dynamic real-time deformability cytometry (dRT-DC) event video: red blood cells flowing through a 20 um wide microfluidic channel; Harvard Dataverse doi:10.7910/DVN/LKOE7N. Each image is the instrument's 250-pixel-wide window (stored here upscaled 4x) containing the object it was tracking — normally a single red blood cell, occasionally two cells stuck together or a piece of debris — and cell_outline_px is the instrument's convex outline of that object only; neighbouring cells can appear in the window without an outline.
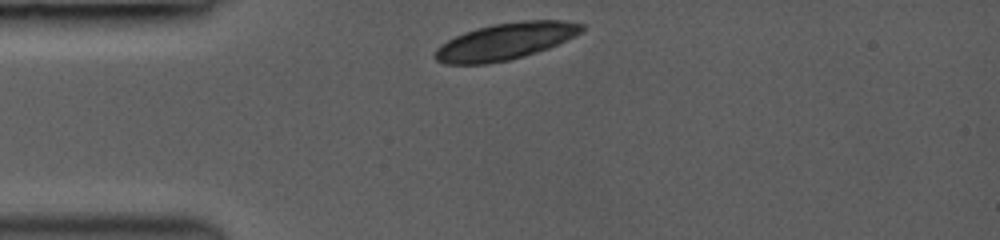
{"species": "common noctule bat (a hibernating species)", "species_latin": "Nyctalus noctula", "temperature_condition": "room temperature", "stored_images_in_passage": 6, "camera_frame_rate_fps": 3000, "um_per_image_px": 0.085, "animal": {"sex": "female", "body_mass_g": 19.0, "forearm_length_mm": 53.3}, "frame": {"image": 1, "passage_image": 1, "time_ms": 0.0, "image_size_px": [1000, 240], "cell_outline_px": [[584, 28], [580, 32], [548, 48], [524, 56], [508, 60], [484, 64], [444, 64], [436, 60], [432, 56], [436, 48], [440, 44], [464, 32], [476, 28], [492, 24], [524, 20], [564, 20], [584, 24]], "centroid_in_image_um": [42.9, 3.51], "position_along_channel_um": 42.1, "area_um2": 31.27}}